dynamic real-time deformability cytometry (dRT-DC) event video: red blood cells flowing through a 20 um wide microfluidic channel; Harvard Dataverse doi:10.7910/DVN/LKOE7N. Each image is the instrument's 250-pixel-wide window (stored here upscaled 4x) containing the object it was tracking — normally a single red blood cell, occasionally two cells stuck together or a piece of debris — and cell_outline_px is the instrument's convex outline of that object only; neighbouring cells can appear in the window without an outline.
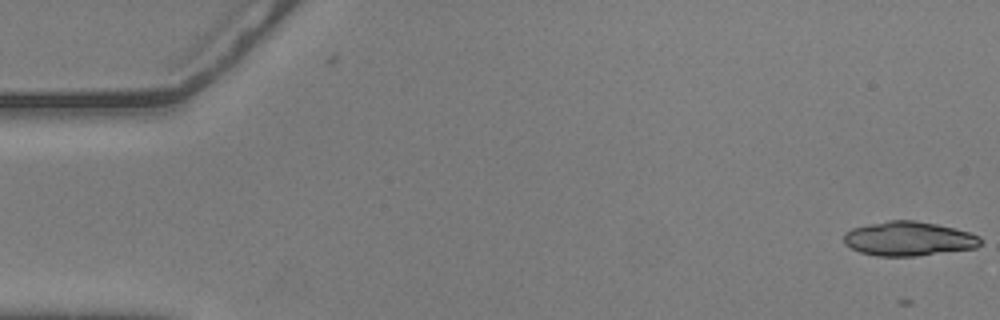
{"species": "common noctule bat (a hibernating species)", "species_latin": "Nyctalus noctula", "temperature_condition": "warm", "stored_images_in_passage": 3, "camera_frame_rate_fps": 3000, "um_per_image_px": 0.085, "animal": {"sex": "male", "body_mass_g": 20.5, "forearm_length_mm": 52.5}, "frame": {"image": 1, "passage_image": 3, "time_ms": 0.667, "image_size_px": [1000, 320], "cell_outline_px": [[984, 240], [976, 248], [916, 256], [876, 256], [860, 252], [844, 244], [844, 232], [852, 228], [868, 224], [888, 220], [916, 220], [956, 228], [980, 236]], "centroid_in_image_um": [77.24, 20.29], "position_along_channel_um": 7.8, "area_um2": 27.51}}